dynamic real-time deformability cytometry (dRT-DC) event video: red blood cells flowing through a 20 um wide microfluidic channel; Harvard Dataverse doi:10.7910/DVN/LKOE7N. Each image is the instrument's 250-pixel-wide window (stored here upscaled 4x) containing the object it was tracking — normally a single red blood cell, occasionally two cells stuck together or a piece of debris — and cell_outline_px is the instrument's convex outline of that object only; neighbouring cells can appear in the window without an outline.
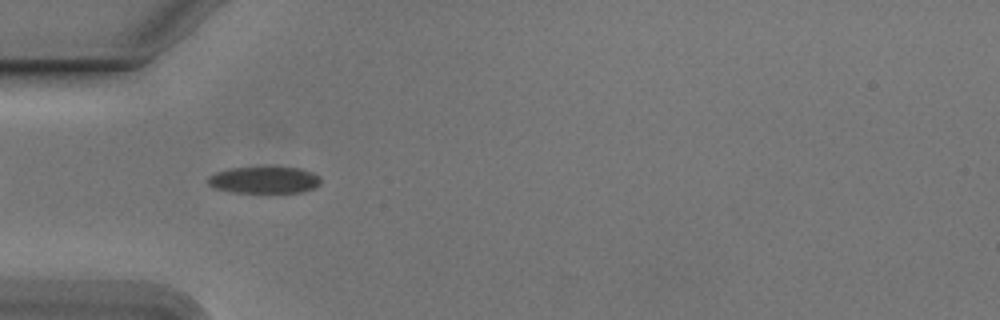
{"species": "Egyptian fruit bat (a non-hibernating species)", "species_latin": "Rousettus aegyptiacus", "temperature_condition": "cold", "stored_images_in_passage": 40, "camera_frame_rate_fps": 3000, "um_per_image_px": 0.085, "animal": {"sex": "male"}, "frame": {"image": 1, "passage_image": 3, "time_ms": 0.667, "image_size_px": [1000, 320], "cell_outline_px": [[320, 184], [316, 188], [304, 192], [232, 192], [212, 188], [208, 184], [208, 176], [216, 172], [228, 168], [300, 168], [312, 172], [320, 176]], "centroid_in_image_um": [22.46, 15.31], "position_along_channel_um": 62.5, "area_um2": 17.57}}
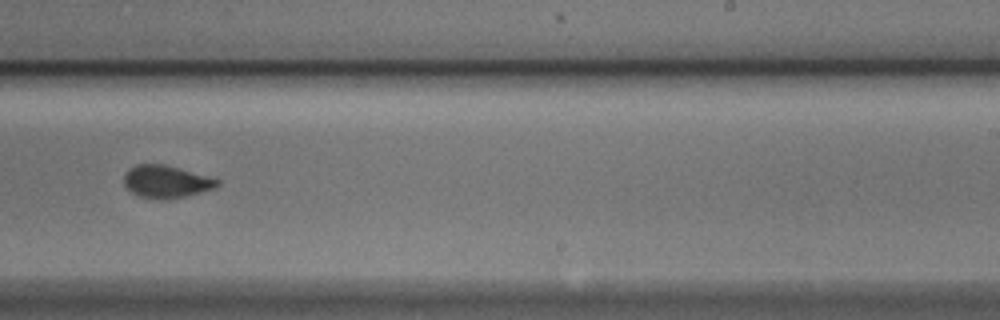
{"frame": {"image": 2, "passage_image": 20, "time_ms": 6.333, "image_size_px": [1000, 320], "cell_outline_px": [[220, 184], [216, 188], [184, 196], [164, 200], [156, 200], [140, 196], [128, 192], [124, 184], [124, 176], [128, 168], [136, 164], [164, 164], [180, 168], [220, 180]], "centroid_in_image_um": [14.09, 15.44], "position_along_channel_um": 274.9, "area_um2": 17.86}}
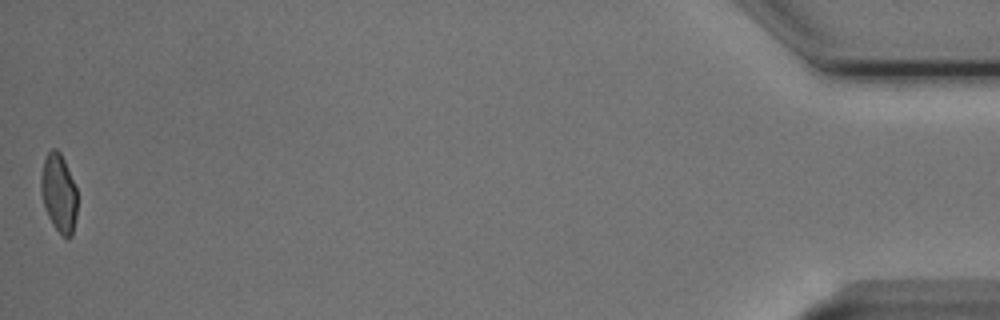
{"frame": {"image": 3, "passage_image": 40, "time_ms": 13.0, "image_size_px": [1000, 320], "cell_outline_px": [[76, 216], [72, 236], [68, 240], [52, 224], [48, 216], [44, 204], [40, 188], [40, 176], [44, 160], [48, 152], [52, 148], [56, 148], [60, 152], [64, 160], [76, 188]], "centroid_in_image_um": [4.99, 16.4], "position_along_channel_um": 430.2, "area_um2": 16.42}, "authors_computed_cell_mechanics": {"area_um2": 17.8602, "velocity_mm_per_s": 3.7871, "shape_relaxation_time_tau1_ms": 3.8589, "shape_relaxation_time_tau2_ms": null, "deformation_change_tau1": 0.1218, "deformation_change_tau2": null}}